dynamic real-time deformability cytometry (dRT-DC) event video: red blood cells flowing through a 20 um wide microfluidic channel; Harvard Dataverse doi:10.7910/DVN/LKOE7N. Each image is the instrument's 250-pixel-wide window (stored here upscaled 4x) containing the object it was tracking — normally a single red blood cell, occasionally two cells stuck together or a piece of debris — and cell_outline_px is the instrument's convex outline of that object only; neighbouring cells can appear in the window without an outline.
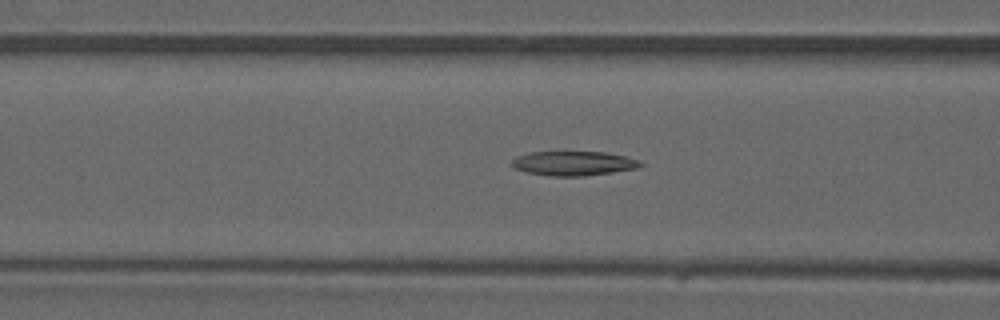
{"species": "common noctule bat (a hibernating species)", "species_latin": "Nyctalus noctula", "temperature_condition": "warm", "stored_images_in_passage": 33, "camera_frame_rate_fps": 3000, "um_per_image_px": 0.085, "animal": {"sex": "male", "forearm_length_mm": 52.5}, "frame": {"image": 1, "passage_image": 5, "time_ms": 1.333, "image_size_px": [1000, 320], "cell_outline_px": [[644, 164], [640, 168], [584, 176], [548, 176], [524, 172], [508, 164], [516, 156], [528, 152], [604, 152], [624, 156], [640, 160]], "centroid_in_image_um": [48.72, 13.89], "position_along_channel_um": 117.9, "area_um2": 18.5}}
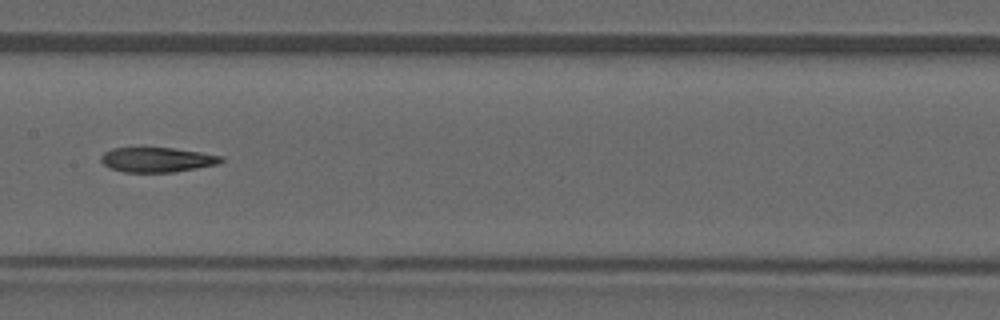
{"frame": {"image": 2, "passage_image": 10, "time_ms": 3.0, "image_size_px": [1000, 320], "cell_outline_px": [[224, 160], [220, 164], [172, 172], [124, 172], [112, 168], [104, 164], [100, 160], [100, 156], [104, 152], [112, 148], [172, 148], [200, 152], [220, 156]], "centroid_in_image_um": [13.34, 13.57], "position_along_channel_um": 194.1, "area_um2": 17.17}}
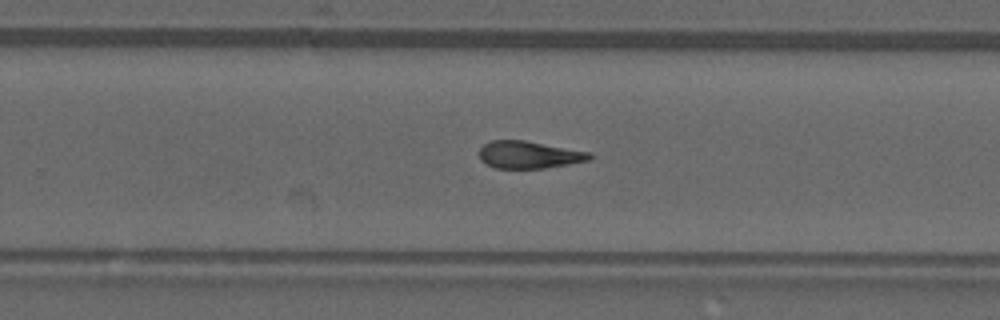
{"frame": {"image": 3, "passage_image": 16, "time_ms": 5.0, "image_size_px": [1000, 320], "cell_outline_px": [[592, 156], [588, 160], [568, 164], [544, 168], [496, 168], [480, 160], [480, 148], [484, 144], [492, 140], [524, 140], [592, 152]], "centroid_in_image_um": [44.97, 13.14], "position_along_channel_um": 284.8, "area_um2": 17.46}}